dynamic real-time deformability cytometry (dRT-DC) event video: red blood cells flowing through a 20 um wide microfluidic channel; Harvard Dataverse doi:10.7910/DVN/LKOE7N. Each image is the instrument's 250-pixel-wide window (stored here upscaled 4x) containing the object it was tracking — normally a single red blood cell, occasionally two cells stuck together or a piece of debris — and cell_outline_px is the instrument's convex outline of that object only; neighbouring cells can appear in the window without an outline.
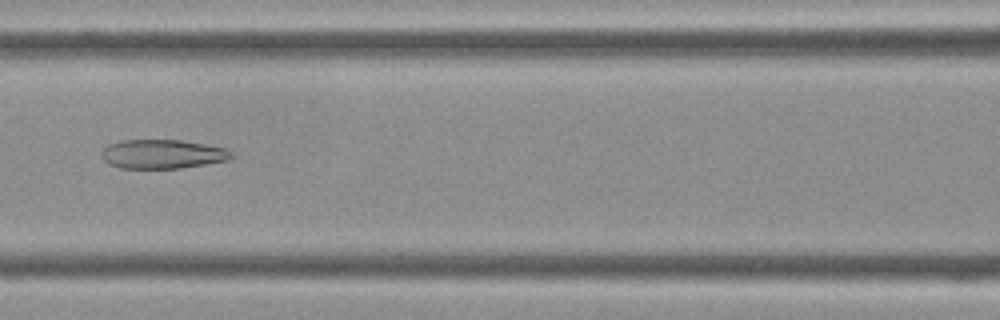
{"species": "Egyptian fruit bat (a non-hibernating species)", "species_latin": "Rousettus aegyptiacus", "temperature_condition": "cold", "stored_images_in_passage": 44, "camera_frame_rate_fps": 3000, "um_per_image_px": 0.085, "frame": {"image": 1, "passage_image": 19, "time_ms": 6.0, "image_size_px": [1000, 320], "cell_outline_px": [[232, 156], [228, 160], [180, 168], [120, 168], [108, 164], [100, 156], [100, 152], [108, 144], [120, 140], [180, 140], [204, 144], [224, 148], [232, 152]], "centroid_in_image_um": [13.74, 13.09], "position_along_channel_um": 152.9, "area_um2": 21.96}}
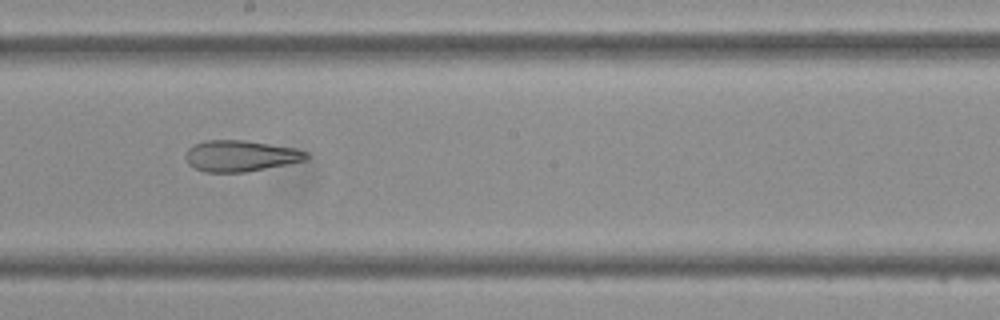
{"frame": {"image": 2, "passage_image": 24, "time_ms": 7.667, "image_size_px": [1000, 320], "cell_outline_px": [[312, 156], [308, 160], [288, 164], [244, 172], [204, 172], [188, 164], [184, 156], [184, 152], [192, 144], [204, 140], [244, 140], [296, 148], [308, 152]], "centroid_in_image_um": [20.45, 13.24], "position_along_channel_um": 227.8, "area_um2": 22.25}}
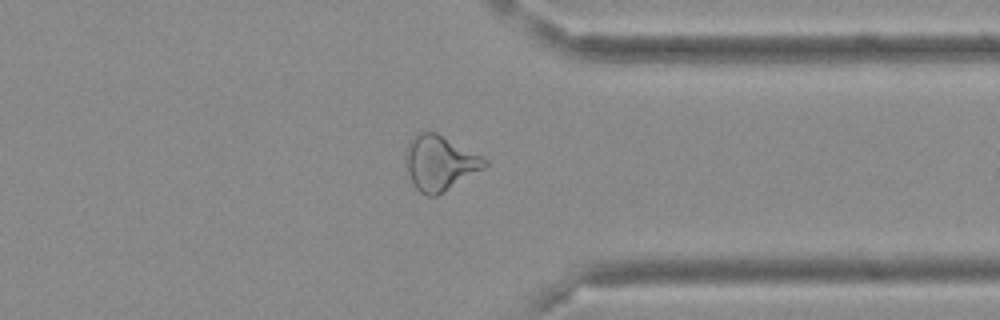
{"frame": {"image": 3, "passage_image": 34, "time_ms": 11.0, "image_size_px": [1000, 320], "cell_outline_px": [[488, 164], [484, 168], [436, 196], [428, 196], [420, 192], [416, 188], [408, 172], [408, 144], [412, 136], [416, 132], [436, 132], [488, 160]], "centroid_in_image_um": [37.4, 13.84], "position_along_channel_um": 374.0, "area_um2": 24.51}}